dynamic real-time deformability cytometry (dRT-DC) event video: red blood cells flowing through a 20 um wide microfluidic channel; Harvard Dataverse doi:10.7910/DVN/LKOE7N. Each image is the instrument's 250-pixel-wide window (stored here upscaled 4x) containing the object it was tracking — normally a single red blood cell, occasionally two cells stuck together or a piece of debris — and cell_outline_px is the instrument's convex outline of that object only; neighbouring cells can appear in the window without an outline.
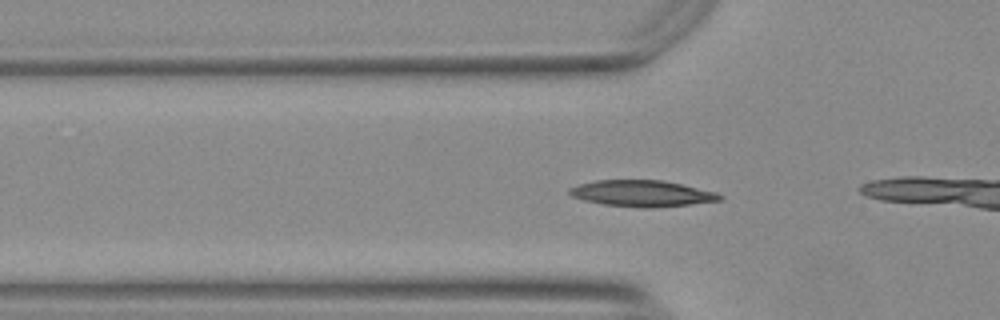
{"species": "Egyptian fruit bat (a non-hibernating species)", "species_latin": "Rousettus aegyptiacus", "temperature_condition": "warm", "stored_images_in_passage": 36, "camera_frame_rate_fps": 3000, "um_per_image_px": 0.085, "animal": {"sex": "female"}, "frame": {"image": 1, "passage_image": 11, "time_ms": 3.333, "image_size_px": [1000, 320], "cell_outline_px": [[724, 196], [720, 200], [692, 204], [652, 208], [640, 208], [604, 204], [584, 200], [572, 196], [568, 192], [568, 188], [580, 184], [596, 180], [664, 180], [716, 192]], "centroid_in_image_um": [54.57, 16.44], "position_along_channel_um": 71.2, "area_um2": 23.0}}